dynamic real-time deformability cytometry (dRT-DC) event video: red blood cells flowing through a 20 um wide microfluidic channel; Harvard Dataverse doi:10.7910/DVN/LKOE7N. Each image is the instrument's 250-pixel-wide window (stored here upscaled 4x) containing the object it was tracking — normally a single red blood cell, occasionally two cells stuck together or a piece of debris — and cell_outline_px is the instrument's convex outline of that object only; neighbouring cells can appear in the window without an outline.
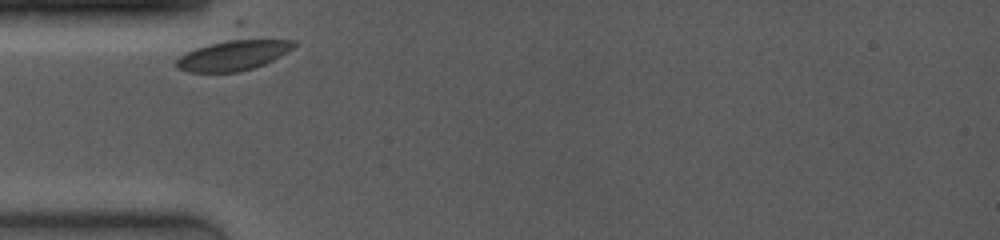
{"species": "common noctule bat (a hibernating species)", "species_latin": "Nyctalus noctula", "temperature_condition": "room temperature", "stored_images_in_passage": 17, "camera_frame_rate_fps": 4000, "um_per_image_px": 0.085, "animal": {"sex": "female", "body_mass_g": 19.0, "forearm_length_mm": 53.3}, "frame": {"image": 1, "passage_image": 1, "time_ms": 0.0, "image_size_px": [1000, 240], "cell_outline_px": [[296, 44], [292, 48], [280, 56], [264, 64], [252, 68], [236, 72], [188, 72], [176, 68], [176, 60], [184, 52], [236, 20], [244, 20], [296, 40]], "centroid_in_image_um": [19.99, 4.19], "position_along_channel_um": 65.0, "area_um2": 28.44}}